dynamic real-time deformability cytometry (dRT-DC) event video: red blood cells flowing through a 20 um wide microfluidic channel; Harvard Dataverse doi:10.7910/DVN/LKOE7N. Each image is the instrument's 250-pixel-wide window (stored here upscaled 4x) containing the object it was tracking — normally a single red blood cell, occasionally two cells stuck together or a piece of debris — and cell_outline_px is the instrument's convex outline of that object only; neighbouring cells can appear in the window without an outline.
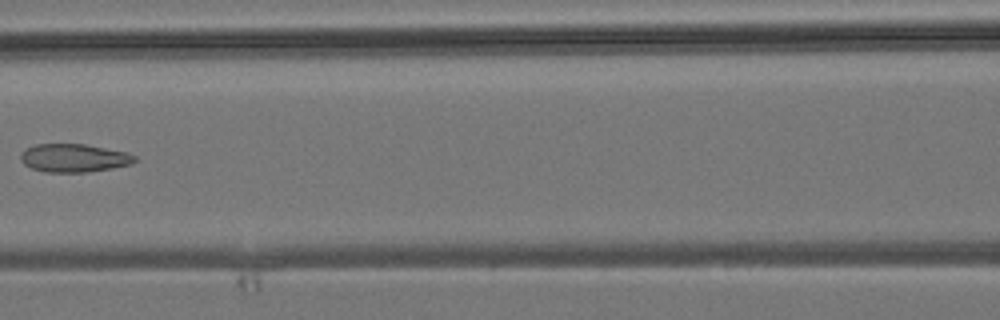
{"species": "common noctule bat (a hibernating species)", "species_latin": "Nyctalus noctula", "temperature_condition": "room temperature", "stored_images_in_passage": 8, "camera_frame_rate_fps": 3000, "um_per_image_px": 0.085, "animal": {"sex": "male", "body_mass_g": 19.2, "forearm_length_mm": 51.8}, "frame": {"image": 1, "passage_image": 8, "time_ms": 8.0, "image_size_px": [1000, 320], "cell_outline_px": [[136, 160], [132, 164], [112, 168], [88, 172], [44, 172], [32, 168], [24, 164], [20, 160], [20, 152], [24, 148], [36, 144], [84, 144], [128, 152], [136, 156]], "centroid_in_image_um": [6.27, 13.42], "position_along_channel_um": 160.3, "area_um2": 18.96}}